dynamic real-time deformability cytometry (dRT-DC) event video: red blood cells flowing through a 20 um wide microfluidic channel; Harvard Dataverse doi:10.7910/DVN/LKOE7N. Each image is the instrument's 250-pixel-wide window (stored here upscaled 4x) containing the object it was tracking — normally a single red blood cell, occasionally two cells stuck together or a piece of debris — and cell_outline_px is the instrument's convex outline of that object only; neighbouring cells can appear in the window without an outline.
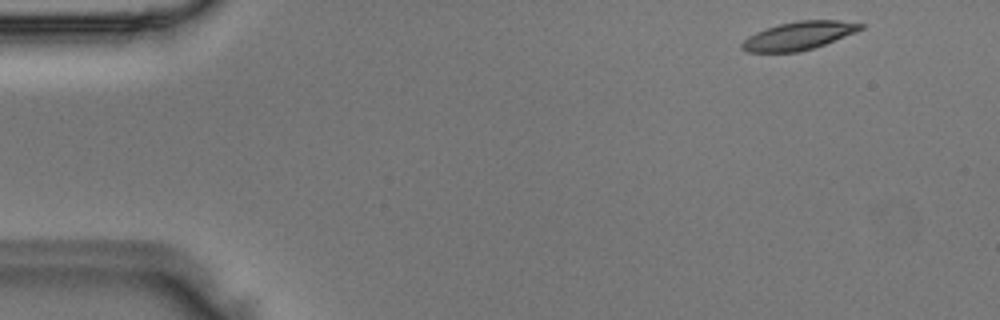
{"species": "Egyptian fruit bat (a non-hibernating species)", "species_latin": "Rousettus aegyptiacus", "temperature_condition": "room temperature", "stored_images_in_passage": 4, "camera_frame_rate_fps": 3000, "um_per_image_px": 0.085, "animal": {"sex": "male"}, "frame": {"image": 1, "passage_image": 1, "time_ms": 0.0, "image_size_px": [1000, 320], "cell_outline_px": [[864, 28], [856, 32], [824, 44], [800, 52], [748, 52], [740, 48], [740, 44], [748, 36], [756, 32], [780, 24], [800, 20], [840, 20], [864, 24]], "centroid_in_image_um": [67.89, 3.04], "position_along_channel_um": 17.1, "area_um2": 19.36}}
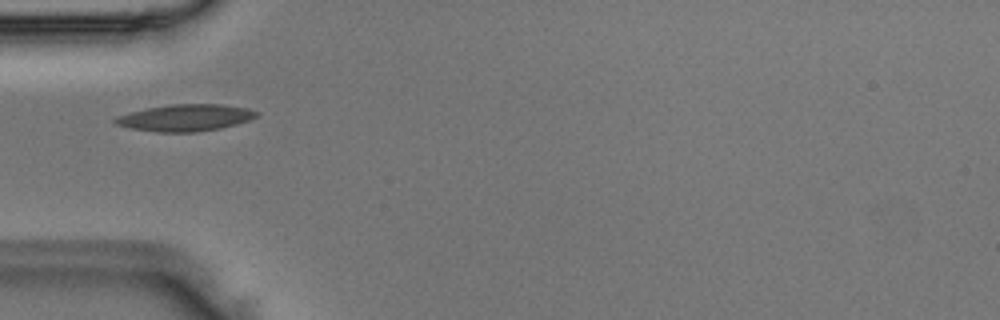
{"frame": {"image": 2, "passage_image": 4, "time_ms": 1.0, "image_size_px": [1000, 320], "cell_outline_px": [[260, 112], [256, 116], [248, 120], [236, 124], [220, 128], [196, 132], [156, 132], [132, 128], [116, 124], [112, 120], [116, 116], [148, 108], [168, 104], [220, 104], [248, 108]], "centroid_in_image_um": [15.76, 10.0], "position_along_channel_um": 69.2, "area_um2": 21.91}}